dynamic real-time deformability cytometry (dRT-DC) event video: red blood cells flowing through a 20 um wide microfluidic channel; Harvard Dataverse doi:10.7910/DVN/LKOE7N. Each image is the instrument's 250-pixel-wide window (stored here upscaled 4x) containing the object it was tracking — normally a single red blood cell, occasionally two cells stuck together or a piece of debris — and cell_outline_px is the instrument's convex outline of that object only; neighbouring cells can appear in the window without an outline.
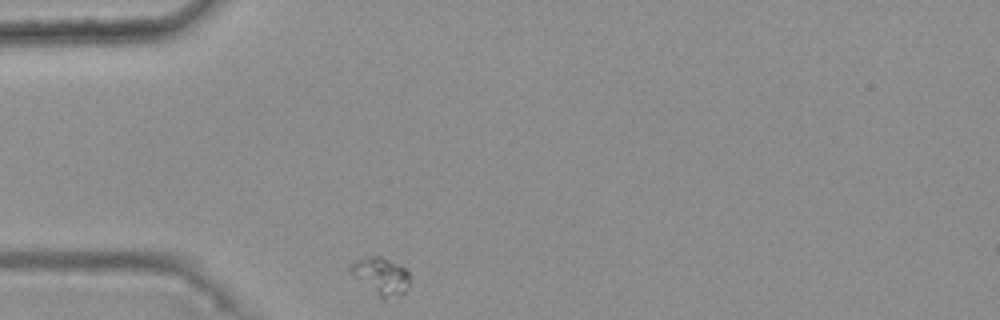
{"species": "common noctule bat (a hibernating species)", "species_latin": "Nyctalus noctula", "temperature_condition": "warm", "stored_images_in_passage": 32, "camera_frame_rate_fps": 3000, "um_per_image_px": 0.085, "animal": {"sex": "female", "body_mass_g": 25.1}, "frame": {"image": 1, "passage_image": 1, "time_ms": 0.0, "image_size_px": [1000, 320], "cell_outline_px": [[408, 288], [400, 296], [380, 296], [352, 276], [348, 272], [348, 264], [356, 260], [372, 256], [380, 256], [400, 264], [408, 272]], "centroid_in_image_um": [32.34, 23.41], "position_along_channel_um": 52.7, "area_um2": 12.6}}
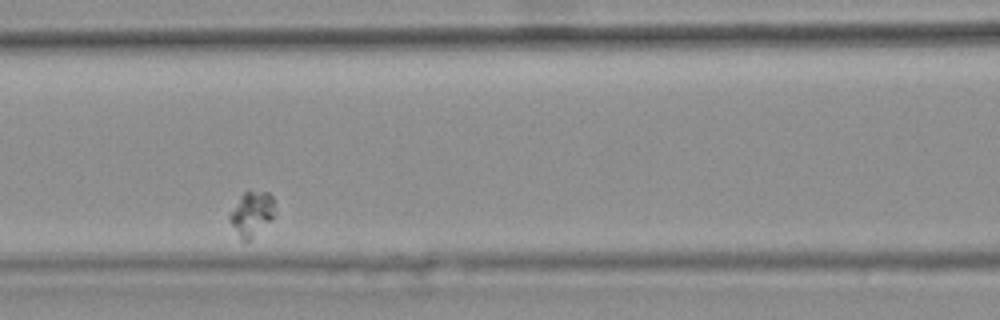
{"frame": {"image": 2, "passage_image": 11, "time_ms": 3.333, "image_size_px": [1000, 320], "cell_outline_px": [[272, 216], [244, 244], [240, 240], [228, 216], [240, 196], [244, 192], [268, 192], [272, 196]], "centroid_in_image_um": [21.32, 18.16], "position_along_channel_um": 145.3, "area_um2": 10.92}}
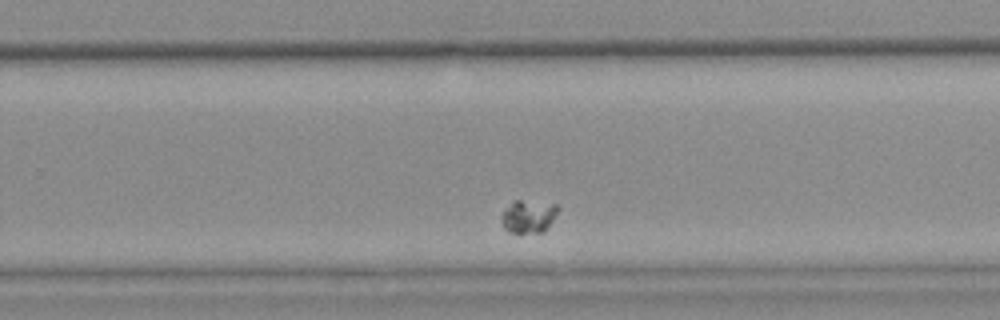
{"frame": {"image": 3, "passage_image": 24, "time_ms": 7.667, "image_size_px": [1000, 320], "cell_outline_px": [[560, 208], [544, 232], [508, 232], [504, 228], [504, 212], [516, 200], [520, 200], [556, 204]], "centroid_in_image_um": [44.99, 18.39], "position_along_channel_um": 284.8, "area_um2": 10.29}}